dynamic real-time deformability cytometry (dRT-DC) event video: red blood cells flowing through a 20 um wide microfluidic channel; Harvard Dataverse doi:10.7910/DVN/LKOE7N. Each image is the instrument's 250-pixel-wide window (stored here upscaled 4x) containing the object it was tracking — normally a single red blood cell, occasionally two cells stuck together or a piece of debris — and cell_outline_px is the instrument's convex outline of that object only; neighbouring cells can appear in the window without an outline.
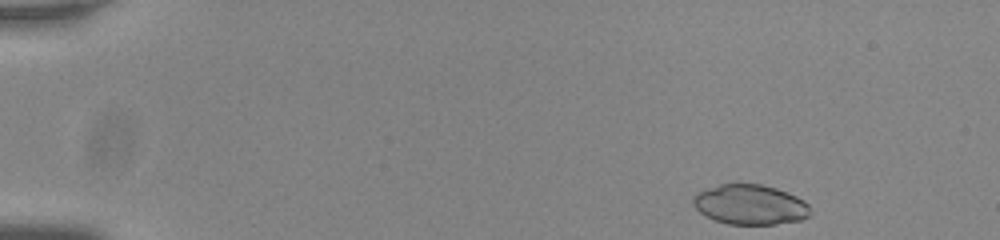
{"species": "common noctule bat (a hibernating species)", "species_latin": "Nyctalus noctula", "temperature_condition": "room temperature", "stored_images_in_passage": 49, "camera_frame_rate_fps": 3000, "um_per_image_px": 0.085, "animal": {"sex": "male", "body_mass_g": 20.0, "forearm_length_mm": 53.3}, "frame": {"image": 1, "passage_image": 1, "time_ms": 0.0, "image_size_px": [1000, 240], "cell_outline_px": [[808, 216], [800, 220], [776, 224], [728, 224], [716, 220], [700, 212], [692, 204], [692, 196], [696, 192], [720, 184], [760, 184], [776, 188], [788, 192], [804, 200], [808, 204]], "centroid_in_image_um": [63.73, 17.38], "position_along_channel_um": 21.3, "area_um2": 27.17}}